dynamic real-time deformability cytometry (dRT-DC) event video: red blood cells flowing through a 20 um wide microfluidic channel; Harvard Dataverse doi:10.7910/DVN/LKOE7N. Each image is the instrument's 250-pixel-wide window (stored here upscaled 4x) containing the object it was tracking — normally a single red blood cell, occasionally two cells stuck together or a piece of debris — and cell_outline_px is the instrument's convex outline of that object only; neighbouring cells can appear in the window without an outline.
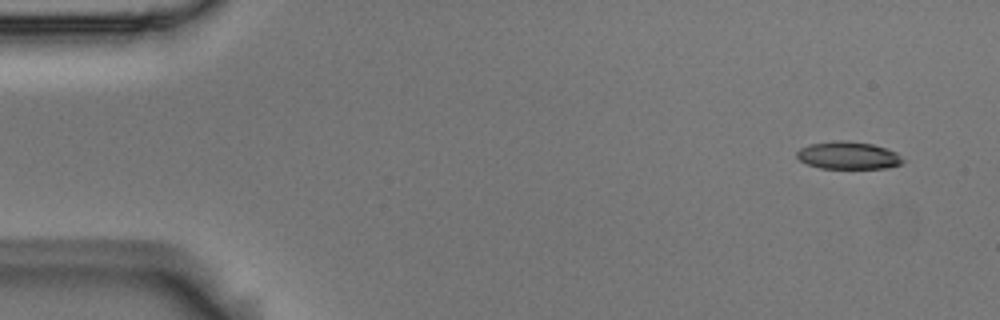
{"species": "Egyptian fruit bat (a non-hibernating species)", "species_latin": "Rousettus aegyptiacus", "temperature_condition": "room temperature", "stored_images_in_passage": 8, "camera_frame_rate_fps": 3000, "um_per_image_px": 0.085, "animal": {"sex": "male"}, "frame": {"image": 1, "passage_image": 1, "time_ms": 0.0, "image_size_px": [1000, 320], "cell_outline_px": [[904, 160], [900, 164], [884, 168], [820, 168], [808, 164], [800, 160], [796, 156], [796, 152], [800, 148], [808, 144], [836, 140], [844, 140], [872, 144], [896, 152]], "centroid_in_image_um": [72.05, 13.2], "position_along_channel_um": 12.9, "area_um2": 16.88}}
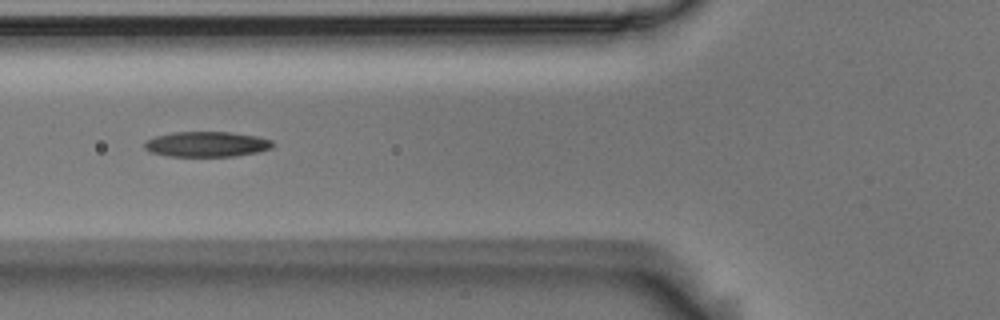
{"frame": {"image": 2, "passage_image": 6, "time_ms": 1.667, "image_size_px": [1000, 320], "cell_outline_px": [[272, 148], [260, 152], [236, 156], [168, 156], [148, 152], [144, 148], [144, 140], [156, 136], [172, 132], [232, 132], [256, 136], [272, 140]], "centroid_in_image_um": [17.54, 12.26], "position_along_channel_um": 108.3, "area_um2": 19.07}}
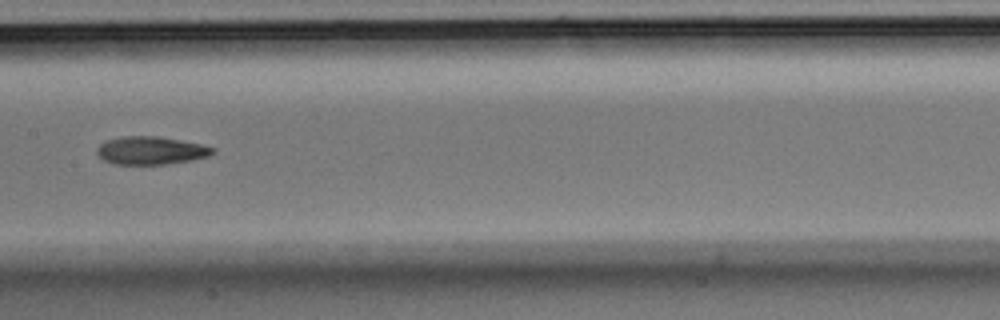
{"frame": {"image": 3, "passage_image": 8, "time_ms": 2.333, "image_size_px": [1000, 320], "cell_outline_px": [[216, 152], [208, 156], [192, 160], [168, 164], [112, 164], [104, 160], [96, 152], [96, 148], [100, 144], [108, 140], [124, 136], [156, 136], [180, 140], [200, 144], [216, 148]], "centroid_in_image_um": [12.84, 12.8], "position_along_channel_um": 194.6, "area_um2": 18.84}}